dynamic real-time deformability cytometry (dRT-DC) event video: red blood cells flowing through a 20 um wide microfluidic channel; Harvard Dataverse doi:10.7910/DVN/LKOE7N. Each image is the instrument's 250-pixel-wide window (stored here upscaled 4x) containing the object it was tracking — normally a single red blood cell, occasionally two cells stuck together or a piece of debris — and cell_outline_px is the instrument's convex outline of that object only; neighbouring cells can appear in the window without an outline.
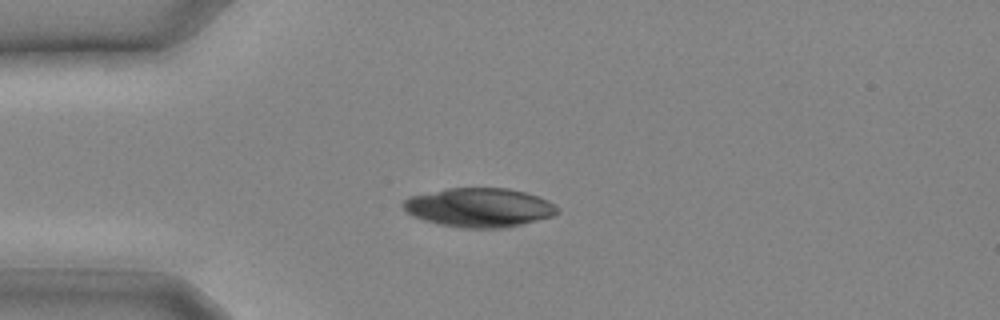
{"species": "common noctule bat (a hibernating species)", "species_latin": "Nyctalus noctula", "temperature_condition": "cold", "stored_images_in_passage": 6, "camera_frame_rate_fps": 3000, "um_per_image_px": 0.085, "animal": {"sex": "male", "body_mass_g": 20.4}, "frame": {"image": 1, "passage_image": 3, "time_ms": 0.667, "image_size_px": [1000, 320], "cell_outline_px": [[560, 212], [552, 216], [504, 228], [464, 228], [440, 224], [424, 220], [412, 216], [400, 204], [408, 196], [448, 188], [508, 188], [524, 192], [548, 200], [560, 208]], "centroid_in_image_um": [40.72, 17.63], "position_along_channel_um": 44.3, "area_um2": 35.03}}